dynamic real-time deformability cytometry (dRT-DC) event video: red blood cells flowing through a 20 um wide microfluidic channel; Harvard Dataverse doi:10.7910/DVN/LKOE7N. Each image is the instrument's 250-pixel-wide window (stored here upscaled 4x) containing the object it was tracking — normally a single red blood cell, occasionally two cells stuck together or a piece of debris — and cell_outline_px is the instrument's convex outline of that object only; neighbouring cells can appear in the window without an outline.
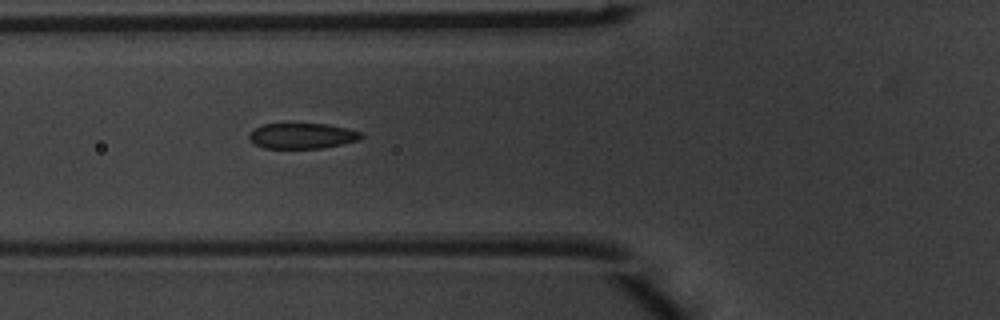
{"species": "common noctule bat (a hibernating species)", "species_latin": "Nyctalus noctula", "temperature_condition": "warm", "stored_images_in_passage": 4, "camera_frame_rate_fps": 3000, "um_per_image_px": 0.085, "animal": {"sex": "male", "body_mass_g": 20.1, "forearm_length_mm": 53.5}, "frame": {"image": 1, "passage_image": 4, "time_ms": 1.0, "image_size_px": [1000, 320], "cell_outline_px": [[364, 136], [360, 140], [324, 148], [264, 148], [248, 140], [248, 136], [256, 128], [264, 124], [328, 124], [364, 132]], "centroid_in_image_um": [25.74, 11.55], "position_along_channel_um": 100.1, "area_um2": 16.7}}